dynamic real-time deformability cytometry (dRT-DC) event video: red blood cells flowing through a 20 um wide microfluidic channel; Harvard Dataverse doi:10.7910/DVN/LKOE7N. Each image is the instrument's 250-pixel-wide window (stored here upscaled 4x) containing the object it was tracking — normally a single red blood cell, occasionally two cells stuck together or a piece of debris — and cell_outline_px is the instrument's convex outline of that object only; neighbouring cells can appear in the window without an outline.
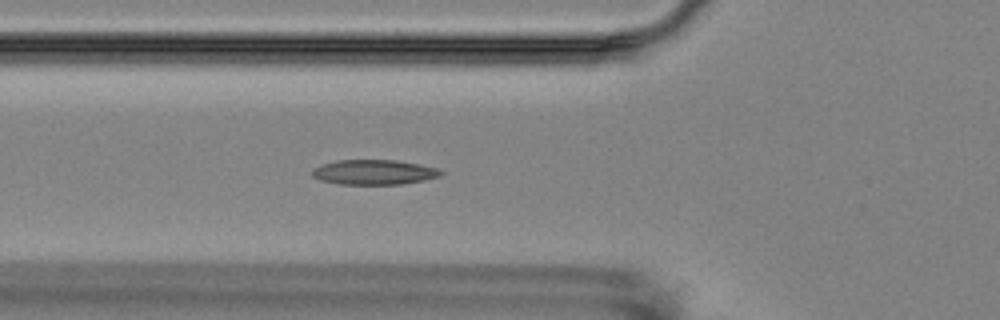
{"species": "Egyptian fruit bat (a non-hibernating species)", "species_latin": "Rousettus aegyptiacus", "temperature_condition": "room temperature", "stored_images_in_passage": 6, "camera_frame_rate_fps": 3000, "um_per_image_px": 0.085, "animal": {"sex": "female"}, "frame": {"image": 1, "passage_image": 6, "time_ms": 6.0, "image_size_px": [1000, 320], "cell_outline_px": [[444, 172], [440, 176], [424, 180], [400, 184], [340, 184], [320, 180], [312, 176], [312, 172], [320, 164], [336, 160], [396, 160], [440, 168]], "centroid_in_image_um": [31.81, 14.63], "position_along_channel_um": 94.0, "area_um2": 18.67}}